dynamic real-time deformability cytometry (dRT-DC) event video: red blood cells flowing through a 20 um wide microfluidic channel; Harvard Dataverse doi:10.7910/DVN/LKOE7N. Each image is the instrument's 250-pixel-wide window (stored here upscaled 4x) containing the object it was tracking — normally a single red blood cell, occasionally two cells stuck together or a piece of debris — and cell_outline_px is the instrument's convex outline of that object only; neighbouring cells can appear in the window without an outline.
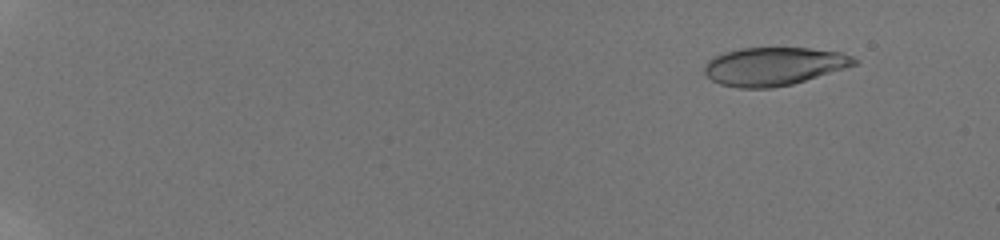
{"species": "human", "species_latin": "Homo sapiens", "temperature_condition": "room temperature", "stored_images_in_passage": 57, "camera_frame_rate_fps": 3000, "um_per_image_px": 0.085, "donor": {"sex": "male"}, "frame": {"image": 1, "passage_image": 7, "time_ms": 2.0, "image_size_px": [1000, 240], "cell_outline_px": [[860, 60], [856, 64], [844, 68], [792, 84], [772, 88], [740, 88], [720, 84], [712, 80], [704, 72], [704, 64], [708, 60], [724, 52], [740, 48], [808, 48], [840, 52], [852, 56]], "centroid_in_image_um": [65.76, 5.63], "position_along_channel_um": 19.2, "area_um2": 33.18}}
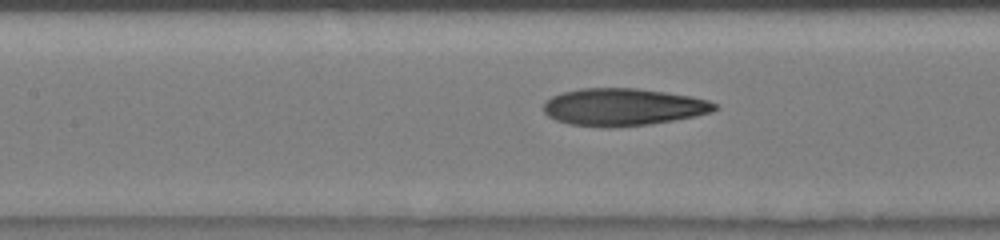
{"frame": {"image": 2, "passage_image": 31, "time_ms": 10.0, "image_size_px": [1000, 240], "cell_outline_px": [[720, 108], [712, 112], [696, 116], [648, 124], [612, 128], [608, 128], [568, 124], [556, 120], [548, 116], [544, 112], [544, 100], [560, 92], [580, 88], [636, 88], [692, 96], [708, 100], [716, 104]], "centroid_in_image_um": [52.94, 9.09], "position_along_channel_um": 154.5, "area_um2": 37.51}}
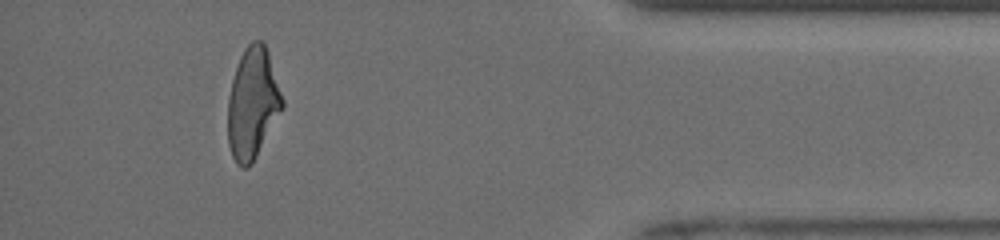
{"frame": {"image": 3, "passage_image": 53, "time_ms": 17.333, "image_size_px": [1000, 240], "cell_outline_px": [[284, 108], [252, 164], [248, 168], [244, 168], [236, 164], [232, 156], [228, 144], [228, 100], [232, 80], [240, 56], [244, 48], [252, 40], [260, 40], [264, 44], [268, 52], [284, 100]], "centroid_in_image_um": [21.48, 8.81], "position_along_channel_um": 413.7, "area_um2": 35.37}, "authors_computed_cell_mechanics": {"area_um2": 35.4314, "velocity_mm_per_s": 3.9828, "shape_relaxation_time_tau1_ms": null, "shape_relaxation_time_tau2_ms": 1.6788, "deformation_change_tau1": null, "deformation_change_tau2": 0.0988}}